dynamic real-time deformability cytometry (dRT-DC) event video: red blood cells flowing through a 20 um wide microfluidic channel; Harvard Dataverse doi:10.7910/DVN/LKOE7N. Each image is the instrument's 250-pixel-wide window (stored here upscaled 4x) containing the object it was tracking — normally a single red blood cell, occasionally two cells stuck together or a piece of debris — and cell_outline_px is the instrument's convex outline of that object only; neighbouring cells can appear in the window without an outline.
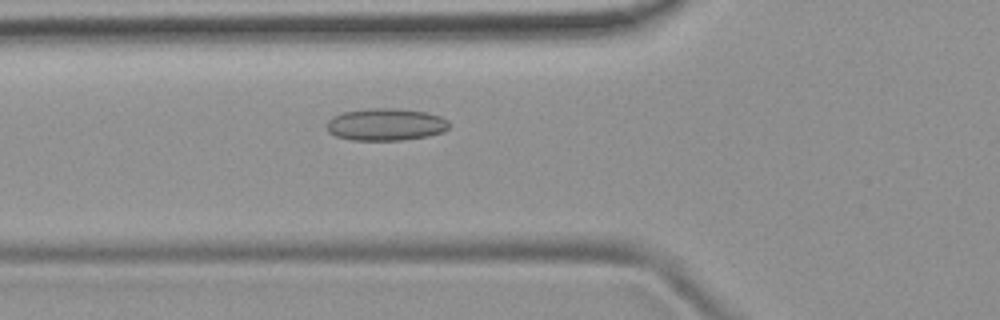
{"species": "common noctule bat (a hibernating species)", "species_latin": "Nyctalus noctula", "temperature_condition": "room temperature", "stored_images_in_passage": 52, "camera_frame_rate_fps": 3000, "um_per_image_px": 0.085, "animal": {"sex": "female", "body_mass_g": 19.9}, "frame": {"image": 1, "passage_image": 19, "time_ms": 6.0, "image_size_px": [1000, 320], "cell_outline_px": [[448, 128], [444, 132], [428, 136], [400, 140], [352, 140], [336, 136], [328, 132], [328, 120], [332, 116], [344, 112], [368, 108], [392, 108], [424, 112], [440, 116], [448, 120]], "centroid_in_image_um": [32.79, 10.58], "position_along_channel_um": 93.0, "area_um2": 22.89}}
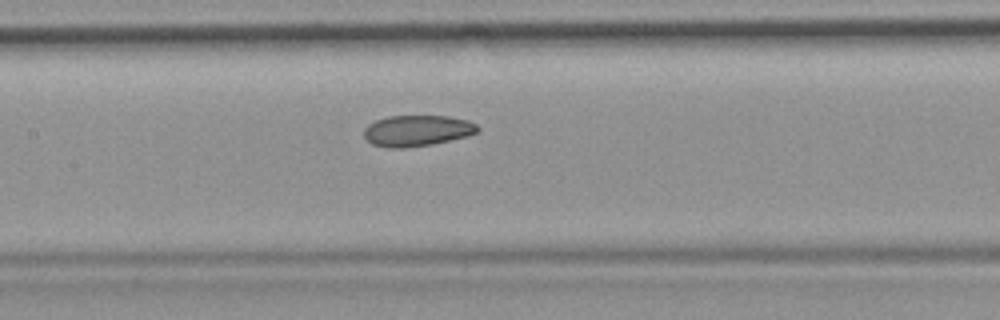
{"frame": {"image": 2, "passage_image": 25, "time_ms": 8.0, "image_size_px": [1000, 320], "cell_outline_px": [[480, 128], [476, 132], [468, 136], [432, 144], [404, 148], [388, 148], [372, 144], [364, 136], [364, 128], [368, 124], [376, 120], [388, 116], [448, 116], [468, 120], [476, 124]], "centroid_in_image_um": [35.44, 11.11], "position_along_channel_um": 172.0, "area_um2": 20.58}}
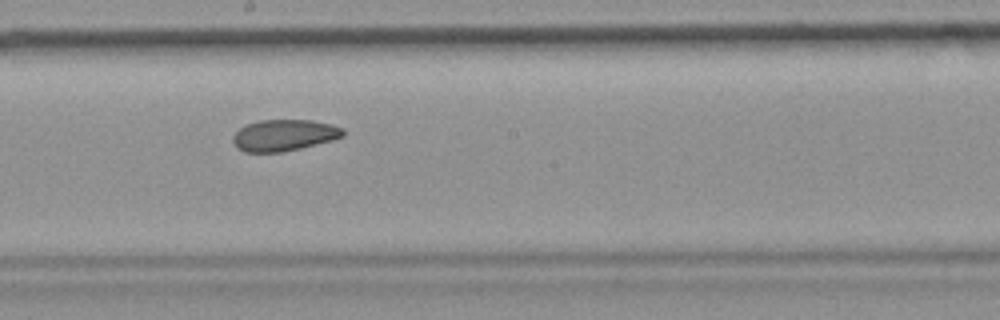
{"frame": {"image": 3, "passage_image": 29, "time_ms": 9.333, "image_size_px": [1000, 320], "cell_outline_px": [[344, 136], [332, 140], [300, 148], [280, 152], [244, 152], [236, 148], [232, 140], [232, 136], [240, 128], [248, 124], [260, 120], [312, 120], [332, 124], [344, 128]], "centroid_in_image_um": [24.14, 11.49], "position_along_channel_um": 224.1, "area_um2": 20.17}, "authors_computed_cell_mechanics": {"area_um2": 21.6461, "velocity_mm_per_s": 3.9262, "shape_relaxation_time_tau1_ms": null, "shape_relaxation_time_tau2_ms": 2.704, "deformation_change_tau1": null, "deformation_change_tau2": 0.0783}}